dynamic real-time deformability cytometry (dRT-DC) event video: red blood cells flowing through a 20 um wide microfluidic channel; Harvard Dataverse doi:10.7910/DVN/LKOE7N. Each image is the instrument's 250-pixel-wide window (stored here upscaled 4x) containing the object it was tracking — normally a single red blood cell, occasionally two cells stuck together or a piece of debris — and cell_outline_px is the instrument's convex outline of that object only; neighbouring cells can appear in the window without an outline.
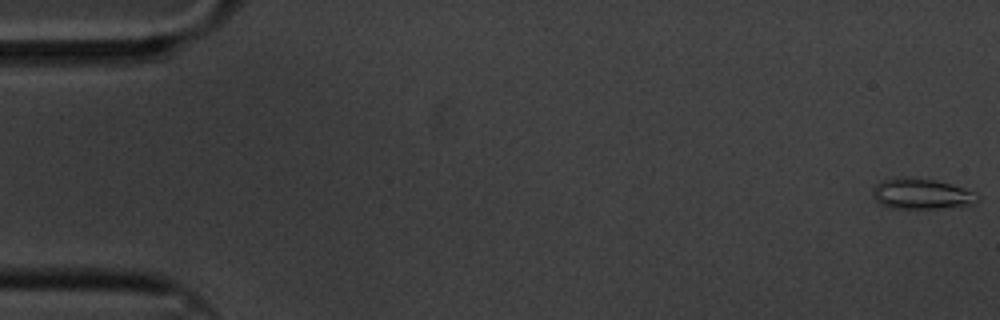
{"species": "common noctule bat (a hibernating species)", "species_latin": "Nyctalus noctula", "temperature_condition": "cold", "stored_images_in_passage": 60, "camera_frame_rate_fps": 3000, "um_per_image_px": 0.085, "animal": {"sex": "male", "body_mass_g": 20.1, "forearm_length_mm": 53.5}, "frame": {"image": 1, "passage_image": 1, "time_ms": 0.0, "image_size_px": [1000, 320], "cell_outline_px": [[980, 200], [972, 204], [944, 208], [892, 208], [880, 204], [872, 196], [872, 188], [880, 180], [936, 180], [976, 192], [980, 196]], "centroid_in_image_um": [78.36, 16.52], "position_along_channel_um": 6.6, "area_um2": 18.09}}
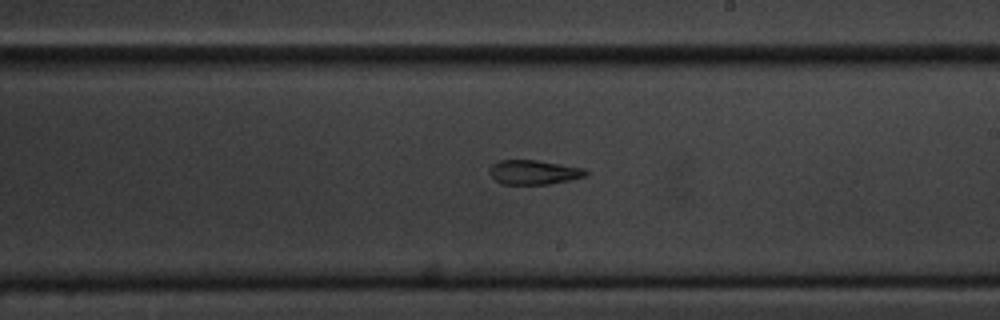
{"frame": {"image": 2, "passage_image": 35, "time_ms": 11.333, "image_size_px": [1000, 320], "cell_outline_px": [[588, 176], [548, 184], [504, 184], [496, 180], [488, 172], [492, 164], [500, 160], [536, 160], [584, 168], [588, 172]], "centroid_in_image_um": [45.38, 14.63], "position_along_channel_um": 243.6, "area_um2": 13.58}}
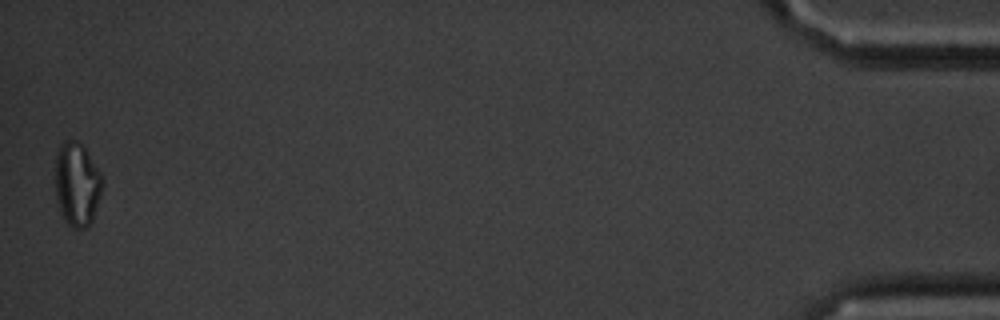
{"frame": {"image": 3, "passage_image": 60, "time_ms": 19.667, "image_size_px": [1000, 320], "cell_outline_px": [[100, 196], [92, 220], [84, 228], [72, 228], [64, 220], [60, 212], [56, 196], [56, 152], [60, 144], [64, 140], [76, 140], [84, 148], [100, 172]], "centroid_in_image_um": [6.5, 15.66], "position_along_channel_um": 428.7, "area_um2": 22.48}, "authors_computed_cell_mechanics": {"area_um2": 15.5193, "velocity_mm_per_s": 3.3272, "shape_relaxation_time_tau1_ms": null, "shape_relaxation_time_tau2_ms": 3.5381, "deformation_change_tau1": null, "deformation_change_tau2": 0.1334}}